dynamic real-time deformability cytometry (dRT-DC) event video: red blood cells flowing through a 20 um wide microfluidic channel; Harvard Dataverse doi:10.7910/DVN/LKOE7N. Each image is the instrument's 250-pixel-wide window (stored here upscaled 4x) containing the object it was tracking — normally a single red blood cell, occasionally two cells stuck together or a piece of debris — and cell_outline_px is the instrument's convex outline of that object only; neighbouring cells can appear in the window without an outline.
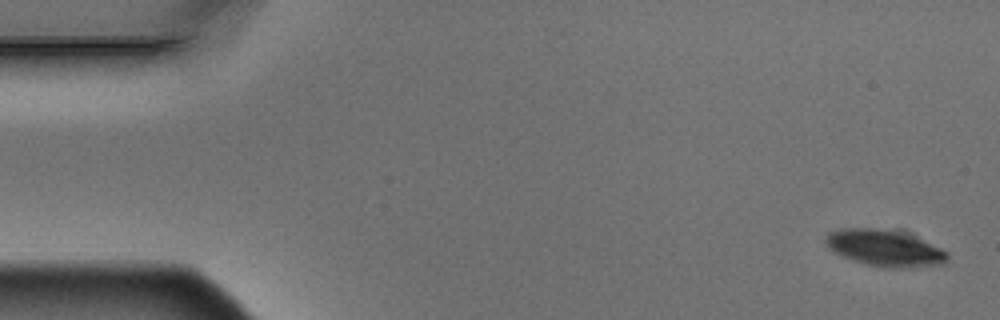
{"species": "Egyptian fruit bat (a non-hibernating species)", "species_latin": "Rousettus aegyptiacus", "temperature_condition": "warm", "stored_images_in_passage": 5, "camera_frame_rate_fps": 3000, "um_per_image_px": 0.085, "animal": {"sex": "male"}, "frame": {"image": 1, "passage_image": 1, "time_ms": 0.0, "image_size_px": [1000, 320], "cell_outline_px": [[948, 256], [940, 264], [912, 268], [884, 268], [864, 264], [844, 256], [836, 252], [824, 240], [828, 232], [840, 228], [872, 228], [904, 232], [940, 248], [948, 252]], "centroid_in_image_um": [75.19, 21.09], "position_along_channel_um": 9.8, "area_um2": 25.55}}
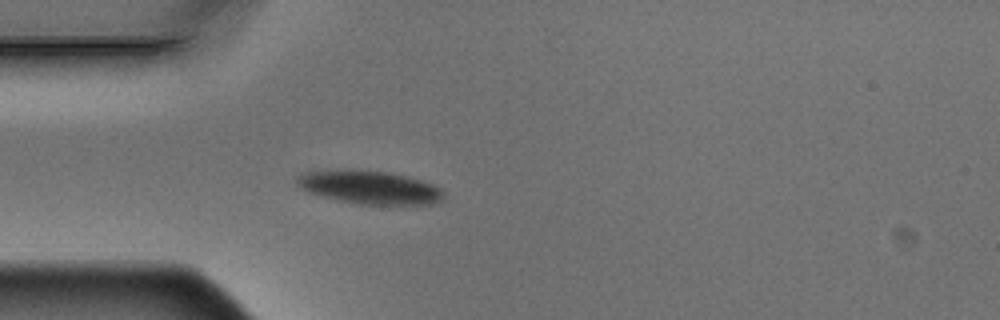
{"frame": {"image": 2, "passage_image": 5, "time_ms": 1.333, "image_size_px": [1000, 320], "cell_outline_px": [[444, 196], [440, 200], [432, 204], [360, 204], [340, 200], [308, 192], [300, 188], [296, 184], [296, 176], [304, 172], [348, 168], [352, 168], [384, 172], [408, 176], [432, 184], [440, 188], [444, 192]], "centroid_in_image_um": [31.37, 15.9], "position_along_channel_um": 53.6, "area_um2": 28.5}}